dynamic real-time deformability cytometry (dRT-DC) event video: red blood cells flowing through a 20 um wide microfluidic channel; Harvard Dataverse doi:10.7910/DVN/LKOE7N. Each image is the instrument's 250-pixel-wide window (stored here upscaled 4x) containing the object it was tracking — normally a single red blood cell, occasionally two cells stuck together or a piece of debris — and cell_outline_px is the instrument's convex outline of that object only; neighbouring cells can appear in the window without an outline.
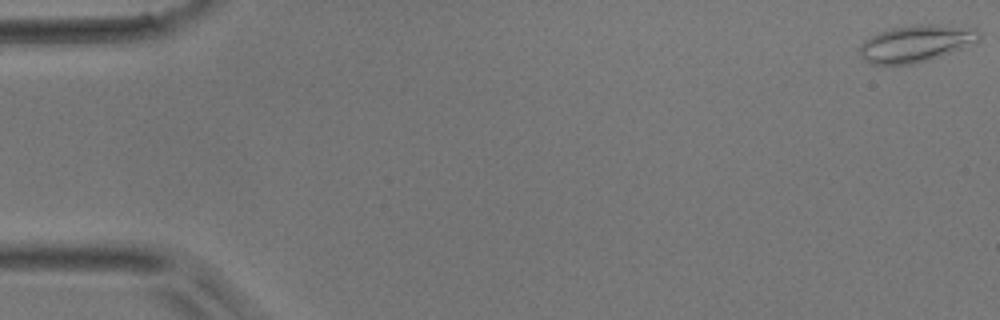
{"species": "common noctule bat (a hibernating species)", "species_latin": "Nyctalus noctula", "temperature_condition": "room temperature", "stored_images_in_passage": 51, "camera_frame_rate_fps": 3000, "um_per_image_px": 0.085, "animal": {"sex": "male", "body_mass_g": 17.9}, "frame": {"image": 1, "passage_image": 1, "time_ms": 0.0, "image_size_px": [1000, 320], "cell_outline_px": [[980, 40], [940, 56], [912, 64], [868, 64], [860, 56], [860, 44], [864, 40], [876, 32], [892, 28], [916, 24], [932, 24], [976, 28], [980, 32]], "centroid_in_image_um": [77.81, 3.68], "position_along_channel_um": 7.2, "area_um2": 25.61}}
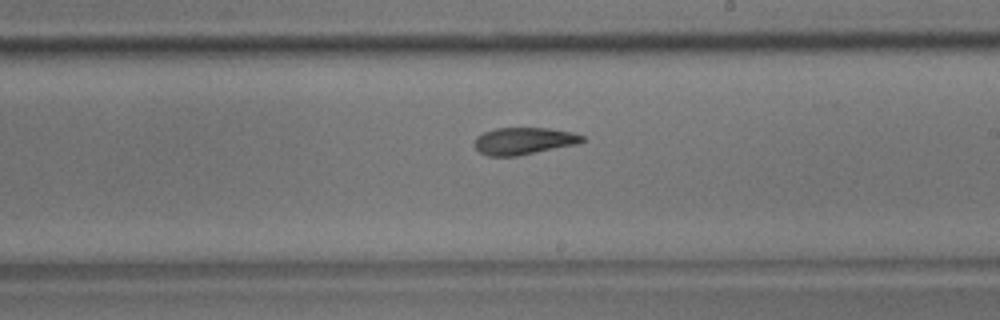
{"frame": {"image": 2, "passage_image": 30, "time_ms": 9.667, "image_size_px": [1000, 320], "cell_outline_px": [[588, 140], [576, 144], [516, 156], [488, 156], [480, 152], [476, 148], [476, 136], [484, 132], [496, 128], [548, 128], [572, 132], [584, 136]], "centroid_in_image_um": [44.55, 11.97], "position_along_channel_um": 244.5, "area_um2": 16.88}}
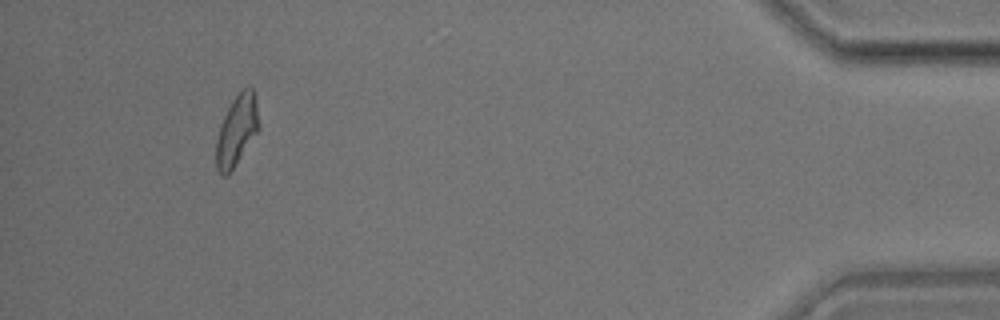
{"frame": {"image": 3, "passage_image": 48, "time_ms": 15.667, "image_size_px": [1000, 320], "cell_outline_px": [[260, 128], [228, 176], [224, 176], [216, 168], [216, 140], [220, 124], [232, 100], [244, 88], [252, 88], [256, 104]], "centroid_in_image_um": [20.11, 11.12], "position_along_channel_um": 415.1, "area_um2": 17.28}}